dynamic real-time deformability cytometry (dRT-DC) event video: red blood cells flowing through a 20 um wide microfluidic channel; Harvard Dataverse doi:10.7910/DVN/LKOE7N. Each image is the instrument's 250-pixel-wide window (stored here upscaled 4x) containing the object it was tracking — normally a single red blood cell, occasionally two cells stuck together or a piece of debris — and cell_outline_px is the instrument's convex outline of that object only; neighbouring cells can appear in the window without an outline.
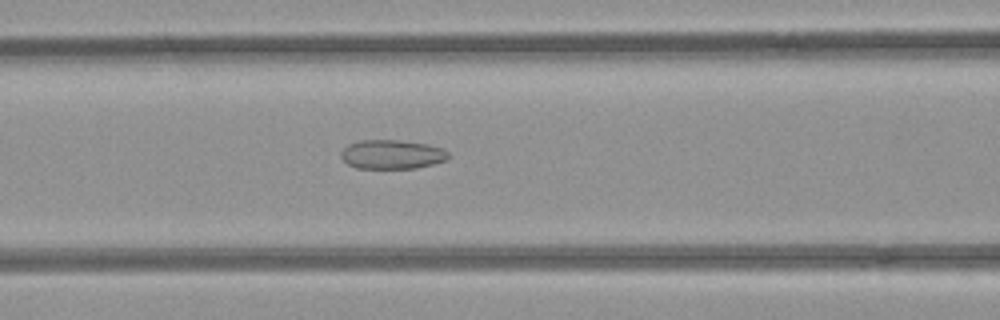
{"species": "common noctule bat (a hibernating species)", "species_latin": "Nyctalus noctula", "temperature_condition": "room temperature", "stored_images_in_passage": 45, "camera_frame_rate_fps": 3000, "um_per_image_px": 0.085, "animal": {"sex": "female", "body_mass_g": 21.9}, "frame": {"image": 1, "passage_image": 15, "time_ms": 4.667, "image_size_px": [1000, 320], "cell_outline_px": [[452, 156], [444, 160], [432, 164], [416, 168], [356, 168], [348, 164], [340, 156], [340, 152], [348, 144], [360, 140], [400, 140], [428, 144], [444, 148]], "centroid_in_image_um": [33.33, 13.11], "position_along_channel_um": 133.3, "area_um2": 18.32}}
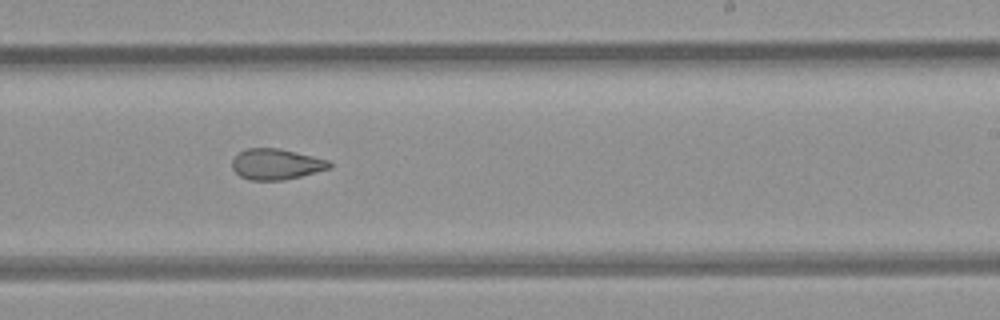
{"frame": {"image": 2, "passage_image": 25, "time_ms": 8.0, "image_size_px": [1000, 320], "cell_outline_px": [[332, 168], [284, 180], [248, 180], [240, 176], [232, 168], [232, 160], [244, 148], [280, 148], [328, 160], [332, 164]], "centroid_in_image_um": [23.47, 13.95], "position_along_channel_um": 265.5, "area_um2": 17.46}}
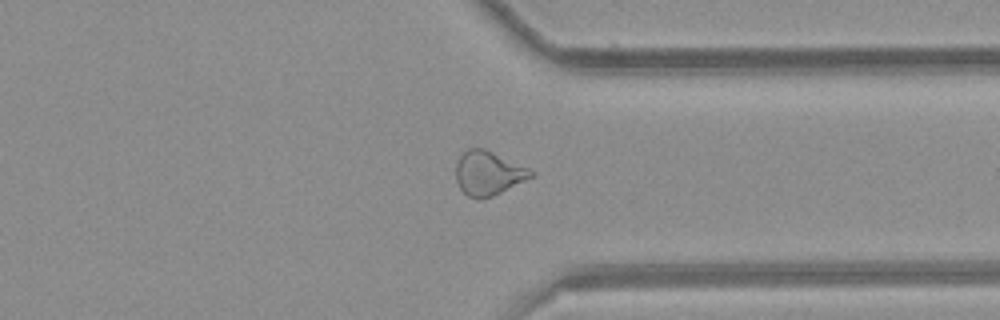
{"frame": {"image": 3, "passage_image": 33, "time_ms": 10.667, "image_size_px": [1000, 320], "cell_outline_px": [[536, 172], [532, 176], [492, 196], [480, 200], [476, 200], [468, 196], [460, 188], [456, 180], [456, 160], [468, 148], [484, 148], [528, 168]], "centroid_in_image_um": [41.46, 14.72], "position_along_channel_um": 369.9, "area_um2": 19.07}, "authors_computed_cell_mechanics": {"area_um2": 19.4208, "velocity_mm_per_s": 3.976, "shape_relaxation_time_tau1_ms": null, "shape_relaxation_time_tau2_ms": 2.6183, "deformation_change_tau1": null, "deformation_change_tau2": 0.094}}